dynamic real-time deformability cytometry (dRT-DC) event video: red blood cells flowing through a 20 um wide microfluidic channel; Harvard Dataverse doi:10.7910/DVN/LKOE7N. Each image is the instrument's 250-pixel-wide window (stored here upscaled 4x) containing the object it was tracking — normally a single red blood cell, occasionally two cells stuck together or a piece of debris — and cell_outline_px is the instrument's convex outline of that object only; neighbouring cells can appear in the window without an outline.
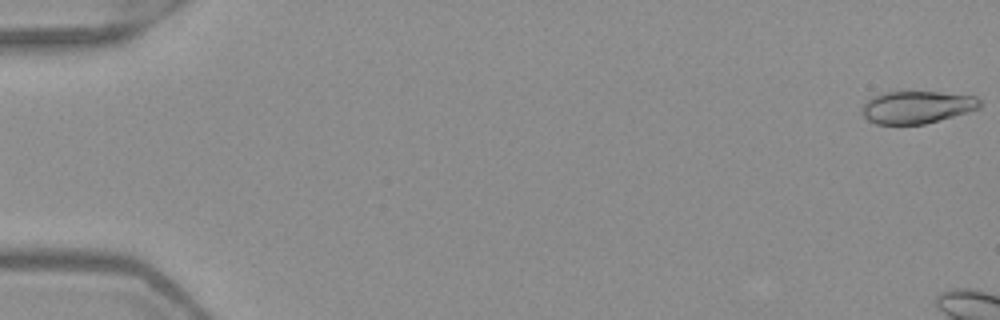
{"species": "Egyptian fruit bat (a non-hibernating species)", "species_latin": "Rousettus aegyptiacus", "temperature_condition": "warm", "stored_images_in_passage": 7, "camera_frame_rate_fps": 3000, "um_per_image_px": 0.085, "frame": {"image": 1, "passage_image": 1, "time_ms": 0.0, "image_size_px": [1000, 320], "cell_outline_px": [[980, 108], [968, 112], [924, 124], [876, 124], [868, 120], [860, 112], [860, 108], [872, 96], [884, 92], [940, 92], [976, 96], [980, 100]], "centroid_in_image_um": [77.91, 9.11], "position_along_channel_um": 7.1, "area_um2": 22.31}}